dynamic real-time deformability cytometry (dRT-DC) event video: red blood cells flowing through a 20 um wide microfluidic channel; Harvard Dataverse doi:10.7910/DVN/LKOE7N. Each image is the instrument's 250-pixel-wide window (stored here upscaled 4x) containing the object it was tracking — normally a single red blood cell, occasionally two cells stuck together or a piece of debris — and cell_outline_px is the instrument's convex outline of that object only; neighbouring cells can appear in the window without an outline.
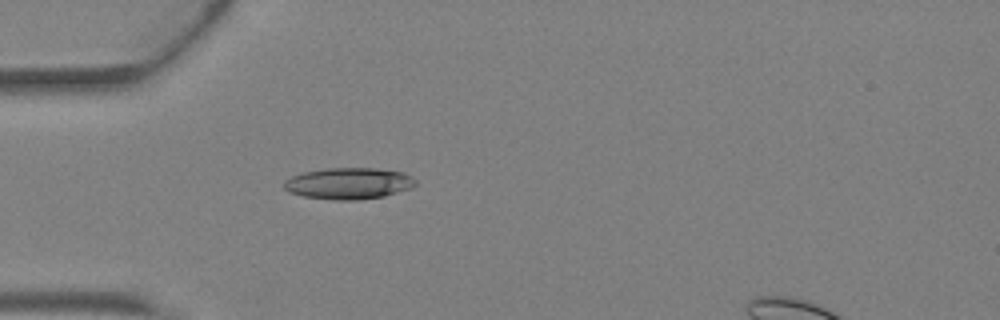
{"species": "Egyptian fruit bat (a non-hibernating species)", "species_latin": "Rousettus aegyptiacus", "temperature_condition": "warm", "stored_images_in_passage": 4, "camera_frame_rate_fps": 3000, "um_per_image_px": 0.085, "animal": {"sex": "female"}, "frame": {"image": 1, "passage_image": 4, "time_ms": 1.0, "image_size_px": [1000, 320], "cell_outline_px": [[416, 184], [412, 188], [384, 196], [356, 200], [336, 200], [304, 196], [288, 192], [284, 188], [284, 180], [292, 176], [304, 172], [328, 168], [376, 168], [404, 172], [412, 176], [416, 180]], "centroid_in_image_um": [29.66, 15.58], "position_along_channel_um": 55.3, "area_um2": 24.16}}